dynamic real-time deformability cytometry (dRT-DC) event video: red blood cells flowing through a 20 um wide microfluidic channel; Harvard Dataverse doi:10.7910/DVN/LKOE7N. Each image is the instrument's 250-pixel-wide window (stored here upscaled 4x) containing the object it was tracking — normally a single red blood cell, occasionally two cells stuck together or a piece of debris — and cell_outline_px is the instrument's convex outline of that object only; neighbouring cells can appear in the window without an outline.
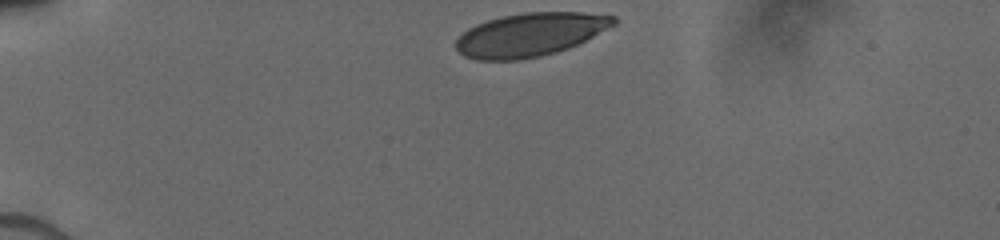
{"species": "human", "species_latin": "Homo sapiens", "temperature_condition": "cold", "stored_images_in_passage": 31, "camera_frame_rate_fps": 3000, "um_per_image_px": 0.085, "donor": {"sex": "male"}, "frame": {"image": 1, "passage_image": 1, "time_ms": 0.0, "image_size_px": [1000, 240], "cell_outline_px": [[616, 24], [568, 48], [556, 52], [540, 56], [520, 60], [476, 60], [464, 56], [456, 48], [456, 40], [468, 28], [476, 24], [500, 16], [524, 12], [580, 12], [616, 16]], "centroid_in_image_um": [45.03, 2.94], "position_along_channel_um": 40.0, "area_um2": 39.71}}
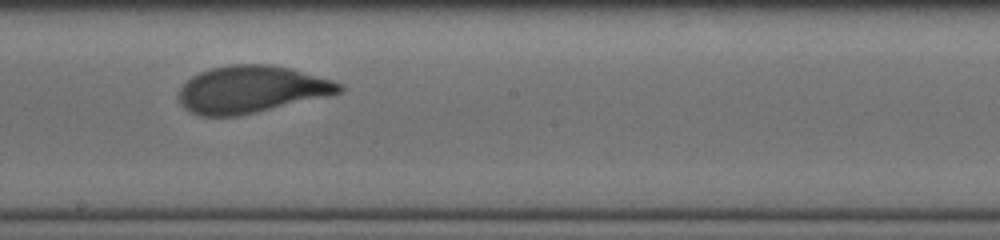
{"frame": {"image": 2, "passage_image": 18, "time_ms": 6.0, "image_size_px": [1000, 240], "cell_outline_px": [[344, 88], [340, 92], [328, 96], [240, 116], [200, 116], [188, 112], [180, 104], [176, 96], [180, 88], [192, 76], [200, 72], [212, 68], [232, 64], [272, 64], [292, 68], [332, 80], [344, 84]], "centroid_in_image_um": [21.35, 7.6], "position_along_channel_um": 226.9, "area_um2": 44.51}}
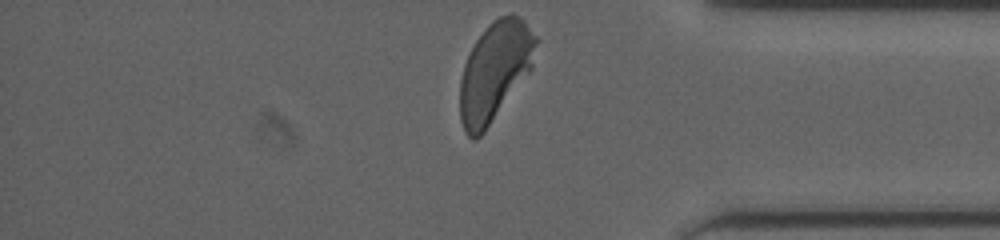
{"frame": {"image": 3, "passage_image": 31, "time_ms": 10.333, "image_size_px": [1000, 240], "cell_outline_px": [[540, 40], [532, 68], [484, 132], [480, 136], [472, 140], [464, 132], [460, 120], [460, 80], [464, 64], [476, 40], [488, 24], [492, 20], [500, 16], [512, 12], [520, 16], [524, 20]], "centroid_in_image_um": [42.08, 6.02], "position_along_channel_um": 393.1, "area_um2": 44.1}}